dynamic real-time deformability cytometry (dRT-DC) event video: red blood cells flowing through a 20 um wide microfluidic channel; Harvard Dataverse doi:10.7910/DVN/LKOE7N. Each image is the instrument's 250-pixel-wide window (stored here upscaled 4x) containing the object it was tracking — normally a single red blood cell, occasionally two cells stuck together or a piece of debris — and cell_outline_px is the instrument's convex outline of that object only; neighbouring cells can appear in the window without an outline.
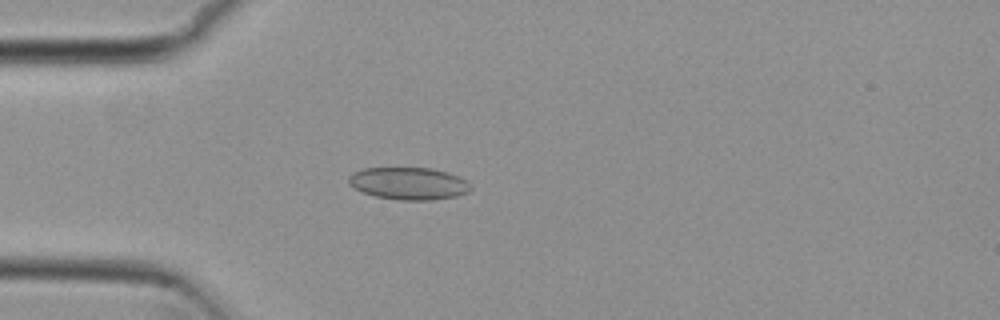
{"species": "common noctule bat (a hibernating species)", "species_latin": "Nyctalus noctula", "temperature_condition": "cold", "stored_images_in_passage": 41, "camera_frame_rate_fps": 3000, "um_per_image_px": 0.085, "animal": {"sex": "female", "body_mass_g": 29.2, "forearm_length_mm": 56.3}, "frame": {"image": 1, "passage_image": 2, "time_ms": 0.333, "image_size_px": [1000, 320], "cell_outline_px": [[472, 188], [468, 192], [456, 196], [432, 200], [400, 200], [376, 196], [352, 188], [348, 184], [348, 176], [352, 172], [364, 168], [432, 168], [448, 172], [464, 180]], "centroid_in_image_um": [34.69, 15.59], "position_along_channel_um": 50.3, "area_um2": 22.95}}
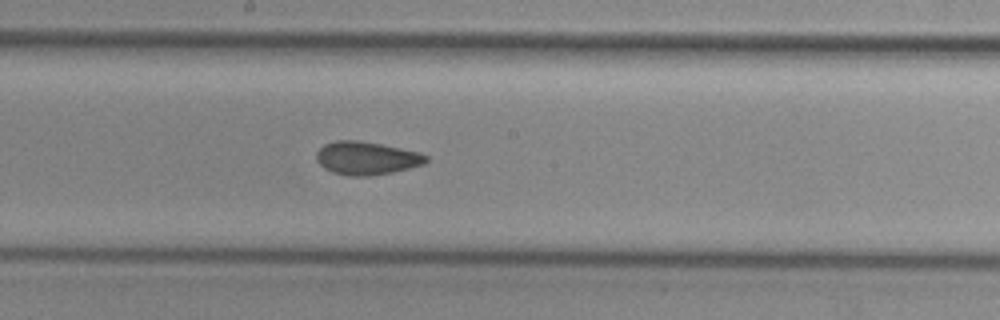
{"frame": {"image": 2, "passage_image": 16, "time_ms": 5.0, "image_size_px": [1000, 320], "cell_outline_px": [[428, 160], [424, 164], [392, 172], [372, 176], [348, 176], [332, 172], [324, 168], [316, 160], [316, 152], [324, 144], [336, 140], [360, 140], [420, 152], [428, 156]], "centroid_in_image_um": [31.14, 13.44], "position_along_channel_um": 217.1, "area_um2": 21.27}}
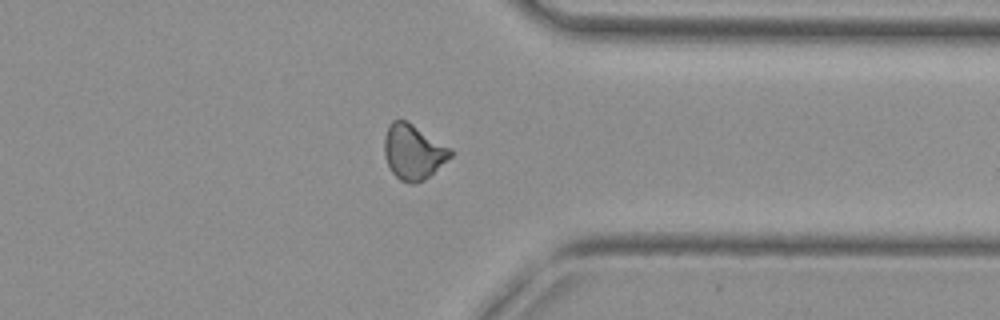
{"frame": {"image": 3, "passage_image": 29, "time_ms": 9.333, "image_size_px": [1000, 320], "cell_outline_px": [[452, 156], [424, 180], [416, 184], [412, 184], [400, 180], [392, 172], [384, 156], [384, 136], [388, 124], [392, 120], [408, 120], [452, 148]], "centroid_in_image_um": [35.12, 12.88], "position_along_channel_um": 376.3, "area_um2": 21.5}, "authors_computed_cell_mechanics": {"area_um2": 20.8658, "velocity_mm_per_s": 3.7964, "shape_relaxation_time_tau1_ms": null, "shape_relaxation_time_tau2_ms": 1.784, "deformation_change_tau1": null, "deformation_change_tau2": 0.0766}}